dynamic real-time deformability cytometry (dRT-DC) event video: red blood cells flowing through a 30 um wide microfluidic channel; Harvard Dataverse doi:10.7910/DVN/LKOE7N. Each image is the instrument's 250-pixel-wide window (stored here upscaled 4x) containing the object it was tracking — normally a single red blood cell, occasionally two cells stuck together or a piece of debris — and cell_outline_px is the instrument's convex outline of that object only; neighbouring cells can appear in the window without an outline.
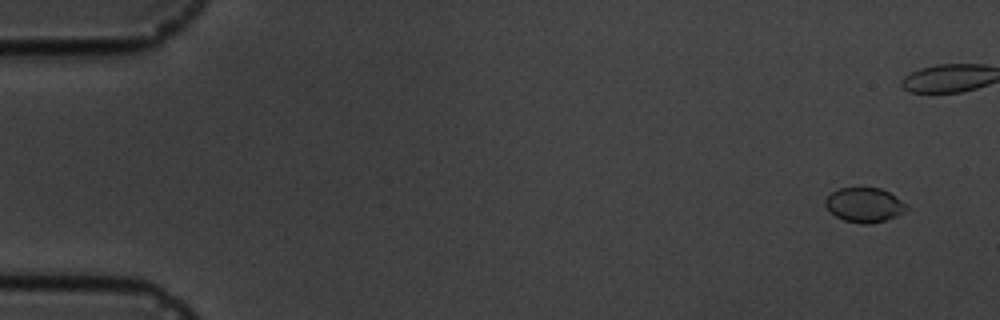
{"species": "common noctule bat (a hibernating species)", "species_latin": "Nyctalus noctula", "temperature_condition": "cold", "stored_images_in_passage": 6, "camera_frame_rate_fps": 3000, "um_per_image_px": 0.085, "animal": {"sex": "male", "body_mass_g": 19.5, "forearm_length_mm": 54.6}, "frame": {"image": 1, "passage_image": 1, "time_ms": 0.0, "image_size_px": [1000, 320], "cell_outline_px": [[908, 208], [904, 212], [896, 216], [872, 224], [860, 224], [844, 220], [836, 216], [824, 204], [824, 200], [832, 192], [840, 188], [880, 188], [888, 192], [908, 204]], "centroid_in_image_um": [73.49, 17.42], "position_along_channel_um": 11.5, "area_um2": 16.24}}